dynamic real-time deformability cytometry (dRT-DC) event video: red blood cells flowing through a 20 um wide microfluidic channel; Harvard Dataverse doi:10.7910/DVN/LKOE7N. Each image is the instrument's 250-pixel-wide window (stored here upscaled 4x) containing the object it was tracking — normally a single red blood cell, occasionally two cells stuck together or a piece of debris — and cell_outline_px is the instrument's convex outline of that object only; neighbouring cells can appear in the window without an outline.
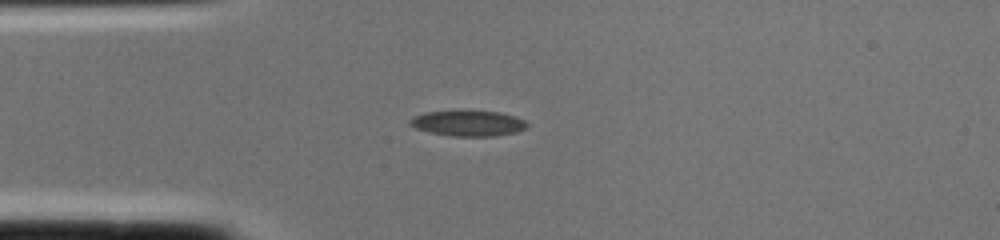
{"species": "common noctule bat (a hibernating species)", "species_latin": "Nyctalus noctula", "temperature_condition": "cold", "stored_images_in_passage": 1, "camera_frame_rate_fps": 3000, "um_per_image_px": 0.085, "animal": {"sex": "female", "body_mass_g": 22.0, "forearm_length_mm": 56.7}, "frame": {"image": 1, "passage_image": 1, "time_ms": 0.0, "image_size_px": [1000, 240], "cell_outline_px": [[528, 128], [516, 132], [496, 136], [448, 136], [416, 128], [408, 124], [408, 120], [424, 112], [500, 112], [516, 116], [524, 120], [528, 124]], "centroid_in_image_um": [39.83, 10.5], "position_along_channel_um": 45.2, "area_um2": 17.17}}